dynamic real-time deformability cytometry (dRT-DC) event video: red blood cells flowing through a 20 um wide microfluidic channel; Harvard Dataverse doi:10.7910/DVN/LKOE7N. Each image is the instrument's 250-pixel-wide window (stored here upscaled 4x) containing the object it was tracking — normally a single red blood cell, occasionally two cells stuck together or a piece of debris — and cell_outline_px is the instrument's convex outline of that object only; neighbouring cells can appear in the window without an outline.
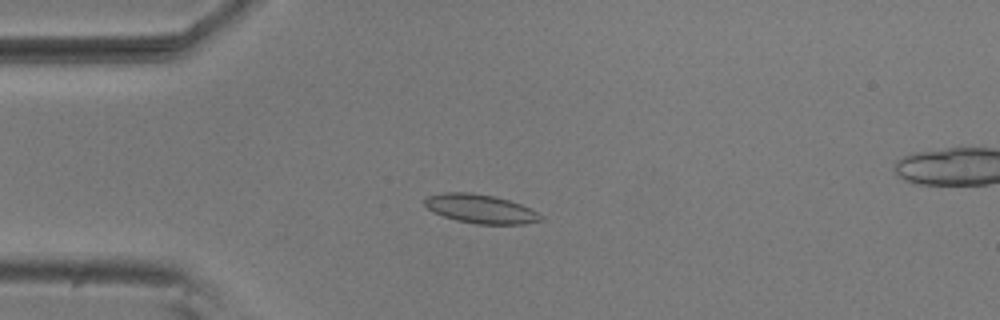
{"species": "common noctule bat (a hibernating species)", "species_latin": "Nyctalus noctula", "temperature_condition": "room temperature", "stored_images_in_passage": 55, "segment_of_instrument_passage": [1, 2], "camera_frame_rate_fps": 3000, "um_per_image_px": 0.085, "animal": {"sex": "male", "body_mass_g": 20.5, "forearm_length_mm": 52.5}, "frame": {"image": 1, "passage_image": 13, "time_ms": 4.0, "image_size_px": [1000, 320], "cell_outline_px": [[536, 220], [512, 224], [484, 224], [460, 220], [436, 212], [432, 208], [432, 196], [488, 196], [504, 200], [528, 208], [532, 212]], "centroid_in_image_um": [40.95, 17.83], "position_along_channel_um": 44.0, "area_um2": 15.95}}
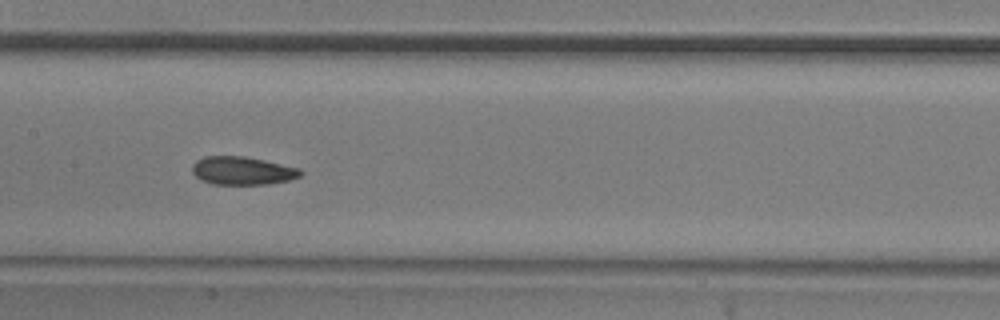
{"frame": {"image": 2, "passage_image": 26, "time_ms": 8.333, "image_size_px": [1000, 320], "cell_outline_px": [[300, 172], [296, 176], [284, 180], [252, 184], [220, 184], [204, 180], [196, 172], [196, 164], [200, 160], [212, 156], [232, 156], [260, 160], [292, 168]], "centroid_in_image_um": [20.55, 14.51], "position_along_channel_um": 186.8, "area_um2": 15.66}}
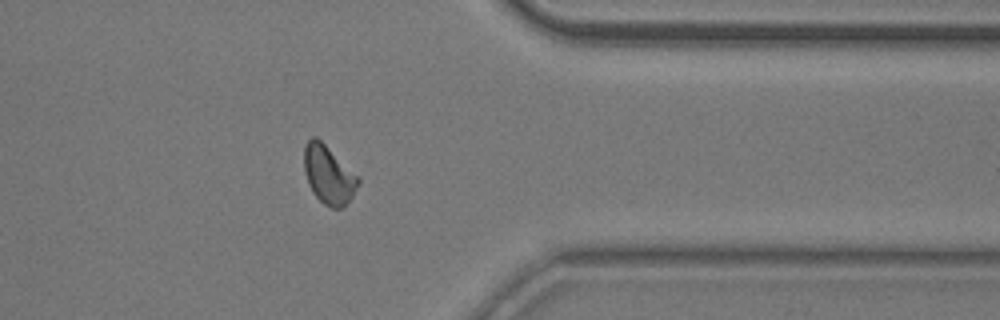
{"frame": {"image": 3, "passage_image": 43, "time_ms": 14.0, "image_size_px": [1000, 320], "cell_outline_px": [[360, 180], [344, 204], [336, 208], [320, 200], [316, 196], [308, 180], [304, 164], [304, 148], [308, 140], [320, 140]], "centroid_in_image_um": [27.89, 14.83], "position_along_channel_um": 383.5, "area_um2": 16.7}}